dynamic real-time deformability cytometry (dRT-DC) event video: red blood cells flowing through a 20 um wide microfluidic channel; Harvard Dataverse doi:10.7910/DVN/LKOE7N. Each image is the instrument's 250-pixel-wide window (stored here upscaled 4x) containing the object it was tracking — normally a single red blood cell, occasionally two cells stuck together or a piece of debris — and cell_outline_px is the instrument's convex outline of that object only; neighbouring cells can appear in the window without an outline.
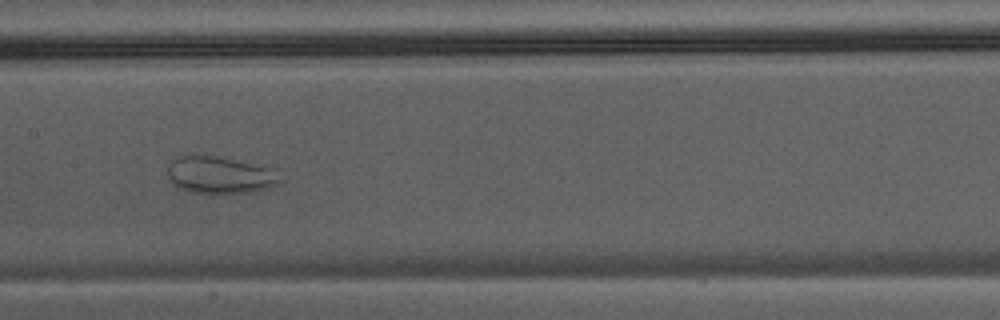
{"species": "Egyptian fruit bat (a non-hibernating species)", "species_latin": "Rousettus aegyptiacus", "temperature_condition": "warm", "stored_images_in_passage": 33, "camera_frame_rate_fps": 3000, "um_per_image_px": 0.085, "animal": {"sex": "male"}, "frame": {"image": 1, "passage_image": 10, "time_ms": 3.0, "image_size_px": [1000, 320], "cell_outline_px": [[280, 184], [268, 188], [252, 192], [216, 196], [192, 192], [180, 188], [172, 184], [168, 176], [168, 168], [172, 160], [184, 152], [216, 156], [280, 168]], "centroid_in_image_um": [18.73, 14.88], "position_along_channel_um": 188.7, "area_um2": 25.84}}